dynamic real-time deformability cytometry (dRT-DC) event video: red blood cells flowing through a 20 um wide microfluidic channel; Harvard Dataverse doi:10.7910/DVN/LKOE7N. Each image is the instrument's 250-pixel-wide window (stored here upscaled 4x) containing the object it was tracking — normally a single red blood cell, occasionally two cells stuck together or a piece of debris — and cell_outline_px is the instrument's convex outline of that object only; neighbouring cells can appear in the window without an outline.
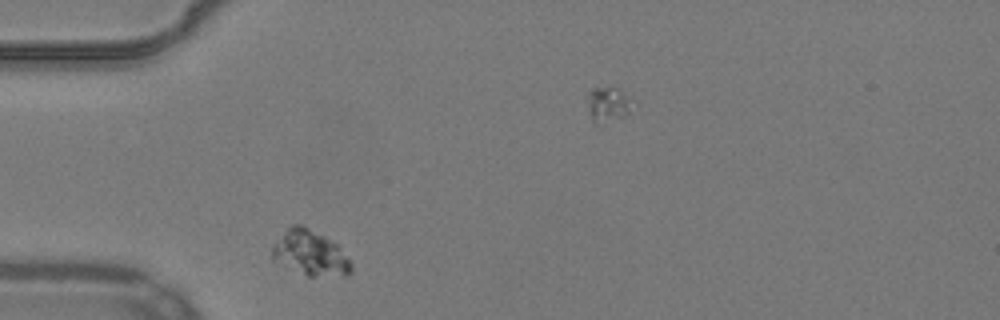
{"species": "common noctule bat (a hibernating species)", "species_latin": "Nyctalus noctula", "temperature_condition": "warm", "stored_images_in_passage": 54, "segment_of_instrument_passage": [2, 2], "camera_frame_rate_fps": 3000, "um_per_image_px": 0.085, "animal": {"sex": "male", "body_mass_g": 19.2, "forearm_length_mm": 51.8}, "frame": {"image": 1, "passage_image": 13, "time_ms": 4.0, "image_size_px": [1000, 320], "cell_outline_px": [[352, 272], [348, 276], [308, 276], [272, 260], [272, 248], [288, 228], [292, 224], [304, 224], [332, 240], [336, 244], [352, 264]], "centroid_in_image_um": [26.39, 21.51], "position_along_channel_um": 58.6, "area_um2": 20.63}}
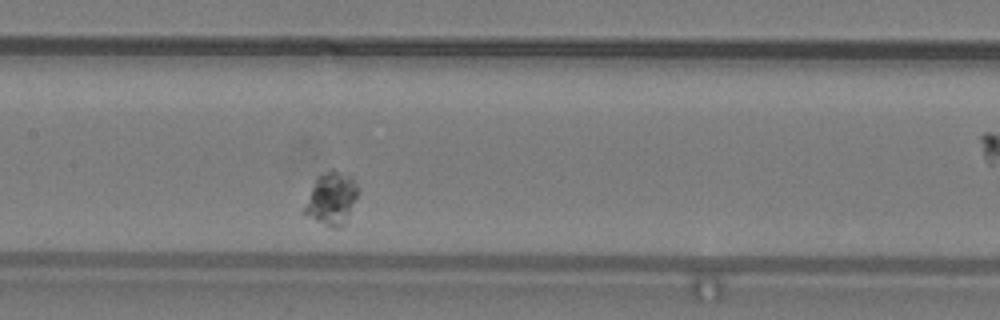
{"frame": {"image": 2, "passage_image": 24, "time_ms": 7.667, "image_size_px": [1000, 320], "cell_outline_px": [[360, 192], [344, 224], [340, 228], [328, 228], [304, 212], [304, 208], [316, 176], [332, 168], [352, 176]], "centroid_in_image_um": [28.21, 16.85], "position_along_channel_um": 179.2, "area_um2": 16.47}}
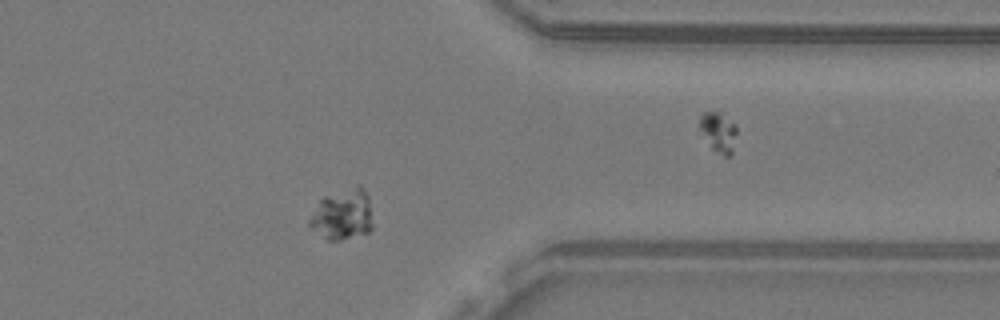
{"frame": {"image": 3, "passage_image": 42, "time_ms": 13.667, "image_size_px": [1000, 320], "cell_outline_px": [[372, 228], [368, 232], [340, 240], [324, 240], [308, 228], [308, 220], [320, 200], [324, 196], [356, 184], [360, 184], [364, 188], [368, 196], [372, 224]], "centroid_in_image_um": [29.08, 18.23], "position_along_channel_um": 382.3, "area_um2": 19.02}}